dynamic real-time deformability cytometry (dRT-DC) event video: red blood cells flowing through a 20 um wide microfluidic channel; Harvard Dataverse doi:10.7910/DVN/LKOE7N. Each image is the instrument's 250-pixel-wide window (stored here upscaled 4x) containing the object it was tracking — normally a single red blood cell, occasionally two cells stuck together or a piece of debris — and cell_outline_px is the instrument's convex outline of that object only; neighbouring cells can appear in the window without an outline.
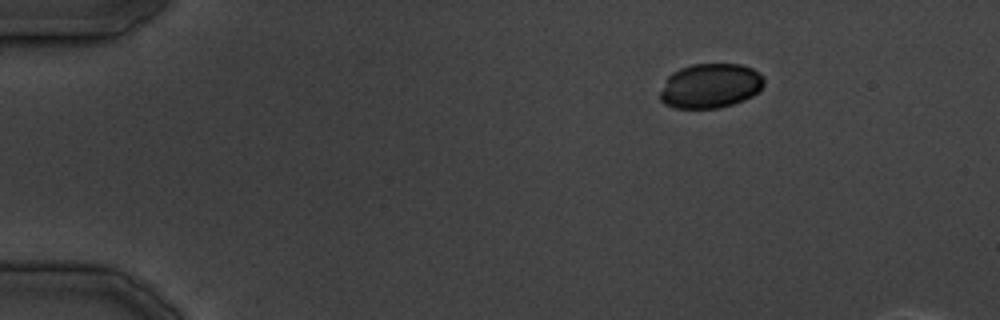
{"species": "common noctule bat (a hibernating species)", "species_latin": "Nyctalus noctula", "temperature_condition": "cold", "stored_images_in_passage": 8, "camera_frame_rate_fps": 3000, "um_per_image_px": 0.085, "animal": {"sex": "male", "body_mass_g": 19.5, "forearm_length_mm": 54.6}, "frame": {"image": 1, "passage_image": 1, "time_ms": 0.0, "image_size_px": [1000, 320], "cell_outline_px": [[764, 84], [752, 96], [744, 100], [720, 108], [676, 108], [664, 104], [660, 100], [660, 92], [668, 76], [672, 72], [680, 68], [692, 64], [740, 64], [752, 68], [760, 72], [764, 76]], "centroid_in_image_um": [60.38, 7.29], "position_along_channel_um": 24.6, "area_um2": 27.11}}